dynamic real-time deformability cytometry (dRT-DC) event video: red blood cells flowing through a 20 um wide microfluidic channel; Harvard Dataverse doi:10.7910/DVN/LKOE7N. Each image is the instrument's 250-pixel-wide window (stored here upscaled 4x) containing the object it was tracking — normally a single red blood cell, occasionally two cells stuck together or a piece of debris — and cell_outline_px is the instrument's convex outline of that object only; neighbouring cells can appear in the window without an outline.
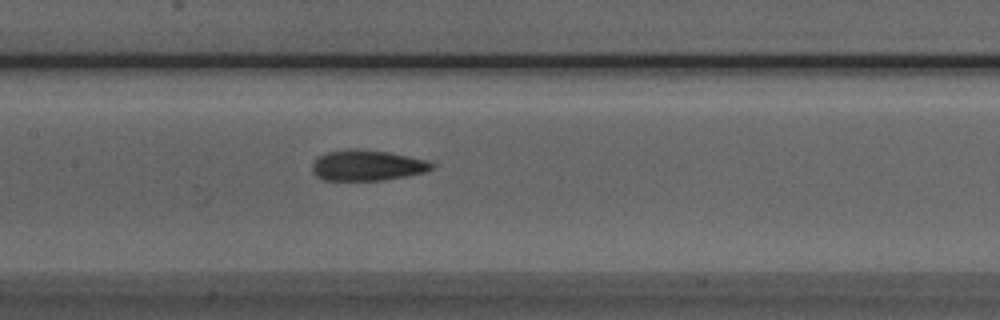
{"species": "Egyptian fruit bat (a non-hibernating species)", "species_latin": "Rousettus aegyptiacus", "temperature_condition": "room temperature", "stored_images_in_passage": 25, "camera_frame_rate_fps": 3000, "um_per_image_px": 0.085, "animal": {"sex": "male"}, "frame": {"image": 1, "passage_image": 24, "time_ms": 7.667, "image_size_px": [1000, 320], "cell_outline_px": [[436, 164], [432, 168], [424, 172], [384, 180], [324, 180], [316, 176], [312, 172], [312, 164], [320, 156], [328, 152], [348, 148], [356, 148], [388, 152], [428, 160]], "centroid_in_image_um": [31.21, 14.05], "position_along_channel_um": 176.2, "area_um2": 21.33}}